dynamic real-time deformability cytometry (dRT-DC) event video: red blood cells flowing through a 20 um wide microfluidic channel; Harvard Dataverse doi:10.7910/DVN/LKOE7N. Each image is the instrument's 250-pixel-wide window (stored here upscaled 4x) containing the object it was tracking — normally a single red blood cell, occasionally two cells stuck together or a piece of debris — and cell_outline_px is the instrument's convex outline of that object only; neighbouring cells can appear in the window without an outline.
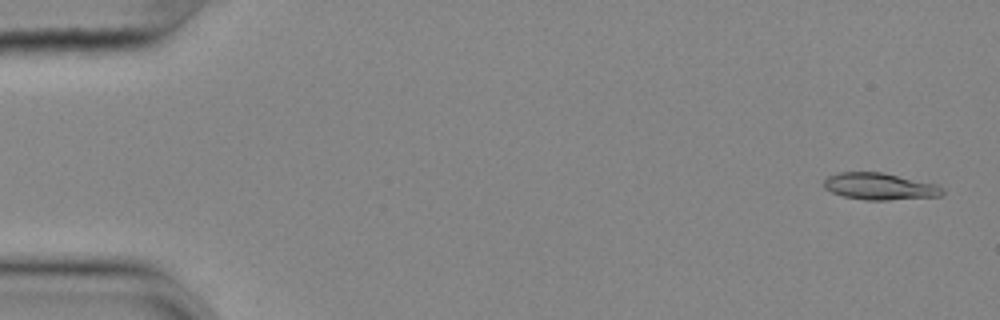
{"species": "common noctule bat (a hibernating species)", "species_latin": "Nyctalus noctula", "temperature_condition": "cold", "stored_images_in_passage": 55, "camera_frame_rate_fps": 3000, "um_per_image_px": 0.085, "animal": {"sex": "female", "body_mass_g": 25.1}, "frame": {"image": 1, "passage_image": 2, "time_ms": 0.333, "image_size_px": [1000, 320], "cell_outline_px": [[944, 192], [940, 196], [888, 200], [864, 200], [844, 196], [832, 192], [824, 188], [824, 180], [828, 176], [840, 172], [880, 172], [936, 184], [944, 188]], "centroid_in_image_um": [74.77, 15.85], "position_along_channel_um": 10.2, "area_um2": 18.38}}
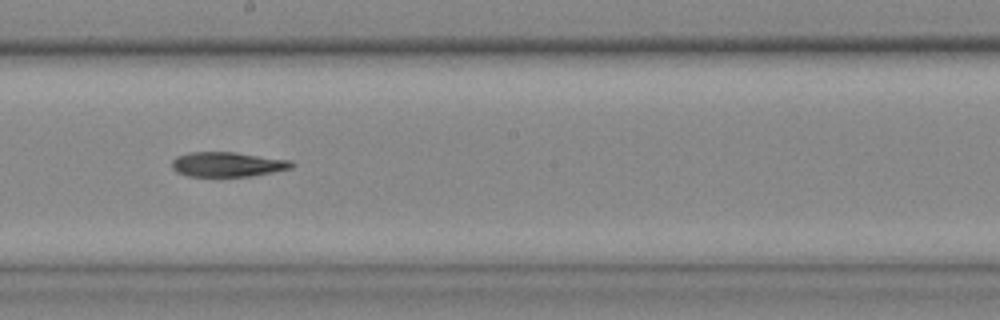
{"frame": {"image": 2, "passage_image": 31, "time_ms": 10.0, "image_size_px": [1000, 320], "cell_outline_px": [[296, 164], [292, 168], [252, 176], [188, 176], [176, 172], [172, 168], [172, 160], [176, 156], [188, 152], [236, 152], [292, 160]], "centroid_in_image_um": [19.35, 13.96], "position_along_channel_um": 228.8, "area_um2": 17.46}}
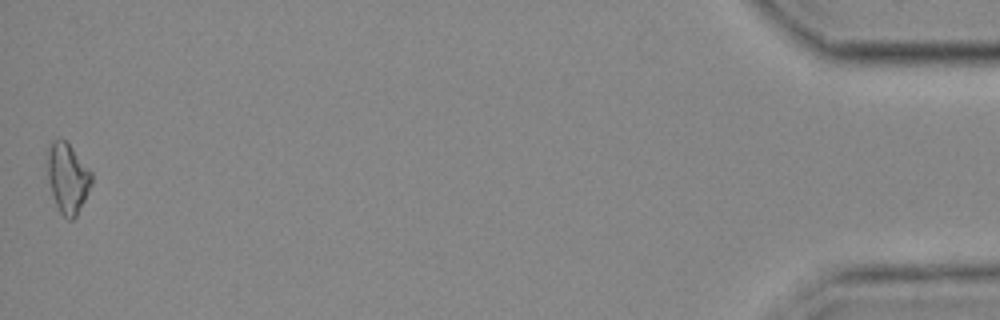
{"frame": {"image": 3, "passage_image": 55, "time_ms": 18.0, "image_size_px": [1000, 320], "cell_outline_px": [[92, 184], [76, 216], [72, 220], [68, 220], [60, 212], [56, 204], [48, 180], [48, 144], [52, 140], [60, 136], [72, 148], [92, 172]], "centroid_in_image_um": [5.75, 15.11], "position_along_channel_um": 429.5, "area_um2": 17.86}}